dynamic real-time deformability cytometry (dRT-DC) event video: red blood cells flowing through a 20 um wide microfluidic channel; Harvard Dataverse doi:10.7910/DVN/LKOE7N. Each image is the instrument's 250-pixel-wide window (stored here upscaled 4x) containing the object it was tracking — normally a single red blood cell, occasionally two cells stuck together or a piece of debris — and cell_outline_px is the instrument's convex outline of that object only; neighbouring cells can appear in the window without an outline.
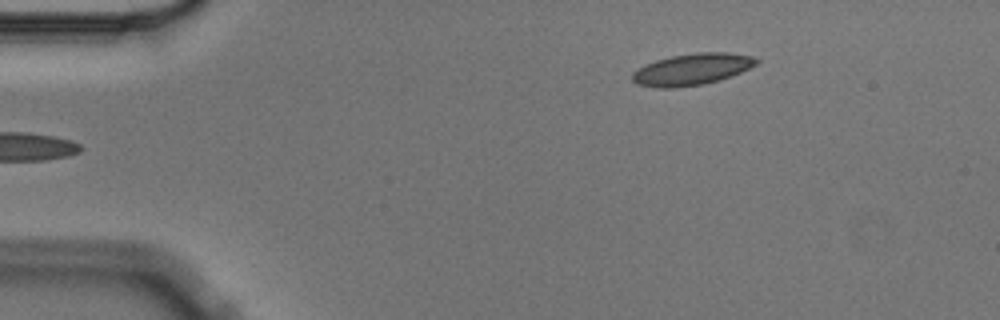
{"species": "Egyptian fruit bat (a non-hibernating species)", "species_latin": "Rousettus aegyptiacus", "temperature_condition": "cold", "stored_images_in_passage": 4, "camera_frame_rate_fps": 3000, "um_per_image_px": 0.085, "animal": {"sex": "male"}, "frame": {"image": 1, "passage_image": 4, "time_ms": 1.0, "image_size_px": [1000, 320], "cell_outline_px": [[760, 60], [756, 64], [740, 72], [720, 80], [704, 84], [676, 88], [656, 88], [636, 84], [632, 80], [632, 72], [656, 60], [672, 56], [696, 52], [728, 52], [752, 56]], "centroid_in_image_um": [58.81, 5.9], "position_along_channel_um": 26.2, "area_um2": 22.77}}